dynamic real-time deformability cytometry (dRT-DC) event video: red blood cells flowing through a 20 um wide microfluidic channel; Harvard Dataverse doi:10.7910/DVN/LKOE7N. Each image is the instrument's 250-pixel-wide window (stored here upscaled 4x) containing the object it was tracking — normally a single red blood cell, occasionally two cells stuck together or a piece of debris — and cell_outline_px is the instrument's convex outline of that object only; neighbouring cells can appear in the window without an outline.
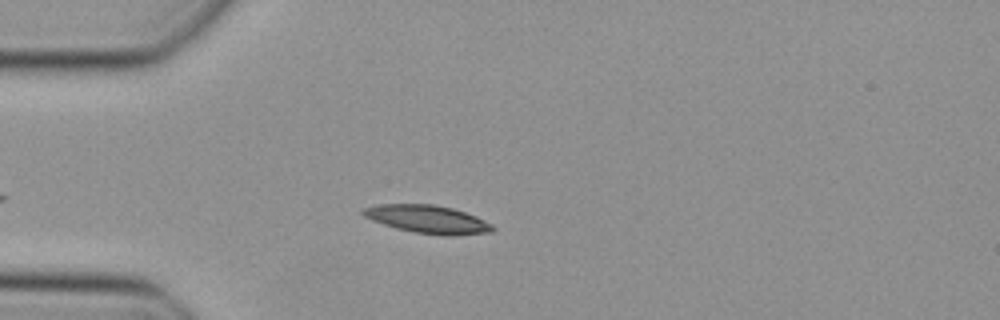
{"species": "Egyptian fruit bat (a non-hibernating species)", "species_latin": "Rousettus aegyptiacus", "temperature_condition": "cold", "stored_images_in_passage": 48, "camera_frame_rate_fps": 3000, "um_per_image_px": 0.085, "animal": {"sex": "female"}, "frame": {"image": 1, "passage_image": 13, "time_ms": 4.0, "image_size_px": [1000, 320], "cell_outline_px": [[496, 228], [492, 232], [452, 236], [444, 236], [416, 232], [396, 228], [372, 220], [364, 216], [360, 212], [360, 208], [380, 204], [436, 204], [452, 208], [476, 216], [492, 224]], "centroid_in_image_um": [36.35, 18.63], "position_along_channel_um": 48.6, "area_um2": 21.27}}
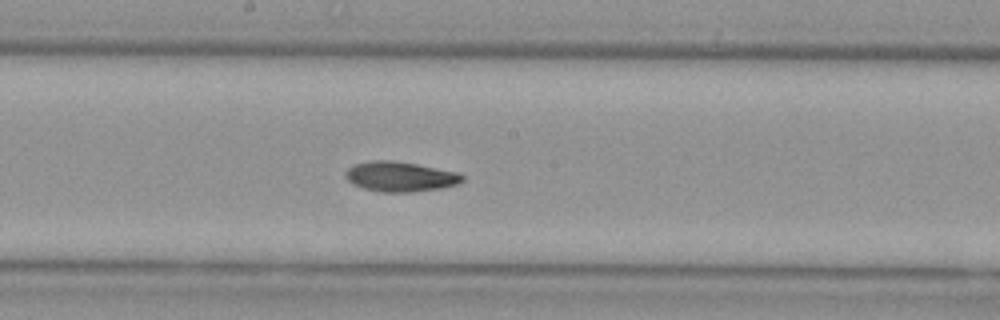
{"frame": {"image": 2, "passage_image": 26, "time_ms": 8.333, "image_size_px": [1000, 320], "cell_outline_px": [[464, 180], [456, 184], [440, 188], [412, 192], [380, 192], [364, 188], [352, 184], [344, 176], [344, 172], [352, 164], [372, 160], [392, 160], [416, 164], [456, 172], [464, 176]], "centroid_in_image_um": [33.96, 15.01], "position_along_channel_um": 214.2, "area_um2": 20.4}}
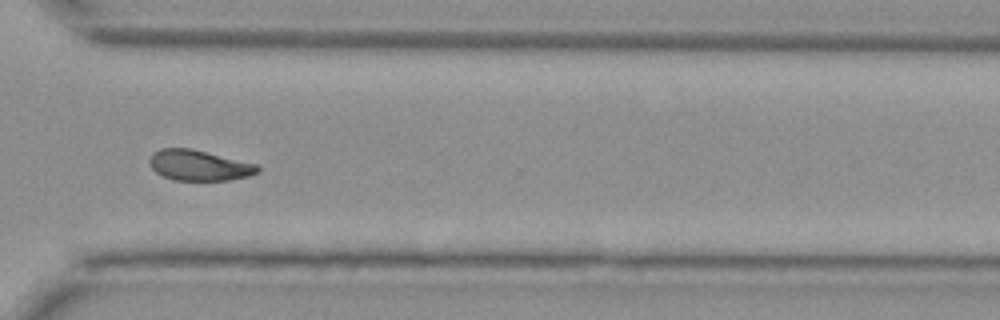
{"frame": {"image": 3, "passage_image": 36, "time_ms": 11.667, "image_size_px": [1000, 320], "cell_outline_px": [[260, 172], [248, 176], [228, 180], [172, 180], [156, 172], [148, 164], [148, 160], [152, 152], [160, 148], [192, 148], [256, 164], [260, 168]], "centroid_in_image_um": [16.88, 14.04], "position_along_channel_um": 353.7, "area_um2": 19.36}}